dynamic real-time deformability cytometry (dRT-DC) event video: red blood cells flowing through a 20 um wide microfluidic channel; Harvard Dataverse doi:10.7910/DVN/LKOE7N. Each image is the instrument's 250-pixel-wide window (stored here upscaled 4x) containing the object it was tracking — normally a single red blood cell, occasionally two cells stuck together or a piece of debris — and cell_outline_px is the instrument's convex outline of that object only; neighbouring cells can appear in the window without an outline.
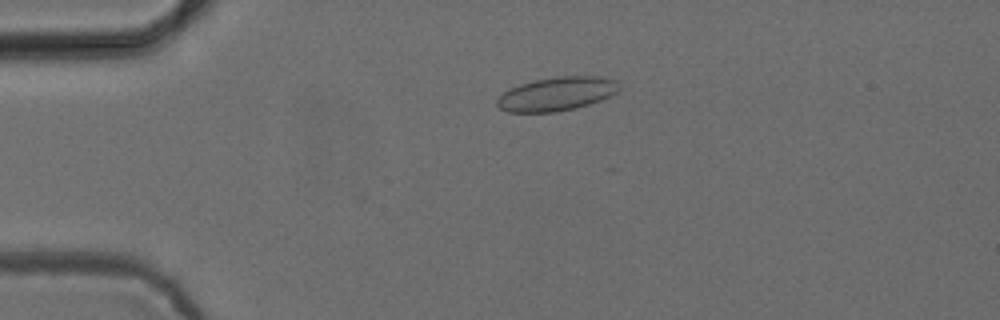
{"species": "common noctule bat (a hibernating species)", "species_latin": "Nyctalus noctula", "temperature_condition": "cold", "stored_images_in_passage": 54, "camera_frame_rate_fps": 3000, "um_per_image_px": 0.085, "animal": {"sex": "female", "body_mass_g": 24.6, "forearm_length_mm": 56.2}, "frame": {"image": 1, "passage_image": 13, "time_ms": 4.0, "image_size_px": [1000, 320], "cell_outline_px": [[620, 88], [616, 92], [600, 100], [576, 108], [556, 112], [508, 112], [500, 108], [496, 104], [496, 100], [504, 92], [520, 84], [532, 80], [560, 76], [604, 76], [616, 80]], "centroid_in_image_um": [47.32, 7.97], "position_along_channel_um": 37.7, "area_um2": 23.93}}
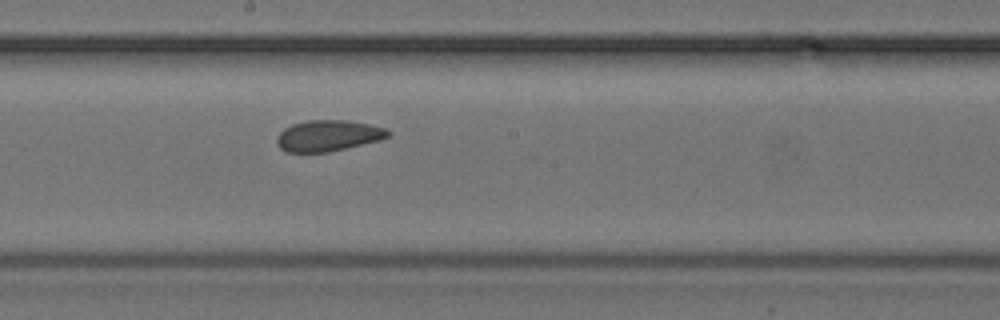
{"frame": {"image": 2, "passage_image": 30, "time_ms": 9.667, "image_size_px": [1000, 320], "cell_outline_px": [[392, 132], [388, 136], [380, 140], [328, 152], [284, 152], [276, 144], [276, 136], [284, 128], [292, 124], [308, 120], [348, 120], [368, 124], [384, 128]], "centroid_in_image_um": [27.85, 11.53], "position_along_channel_um": 220.4, "area_um2": 20.17}}
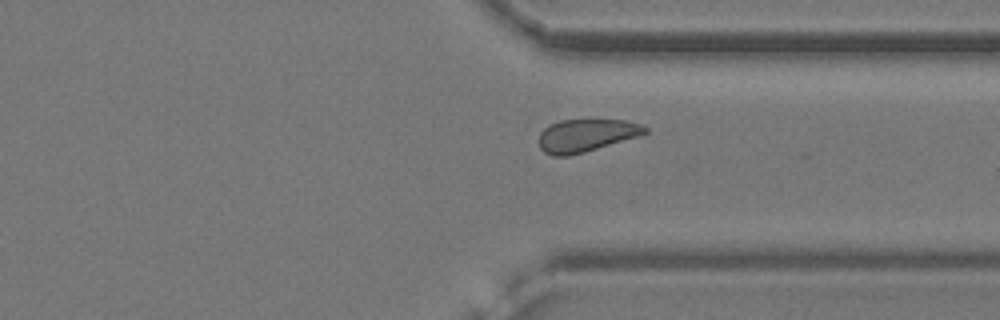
{"frame": {"image": 3, "passage_image": 41, "time_ms": 13.333, "image_size_px": [1000, 320], "cell_outline_px": [[648, 132], [640, 136], [584, 152], [568, 156], [552, 156], [544, 152], [540, 148], [540, 132], [544, 128], [560, 120], [624, 120], [640, 124], [648, 128]], "centroid_in_image_um": [49.84, 11.51], "position_along_channel_um": 361.6, "area_um2": 20.11}, "authors_computed_cell_mechanics": {"area_um2": 21.2126, "velocity_mm_per_s": 3.8503, "shape_relaxation_time_tau1_ms": null, "shape_relaxation_time_tau2_ms": 3.4433, "deformation_change_tau1": null, "deformation_change_tau2": 0.0745}}